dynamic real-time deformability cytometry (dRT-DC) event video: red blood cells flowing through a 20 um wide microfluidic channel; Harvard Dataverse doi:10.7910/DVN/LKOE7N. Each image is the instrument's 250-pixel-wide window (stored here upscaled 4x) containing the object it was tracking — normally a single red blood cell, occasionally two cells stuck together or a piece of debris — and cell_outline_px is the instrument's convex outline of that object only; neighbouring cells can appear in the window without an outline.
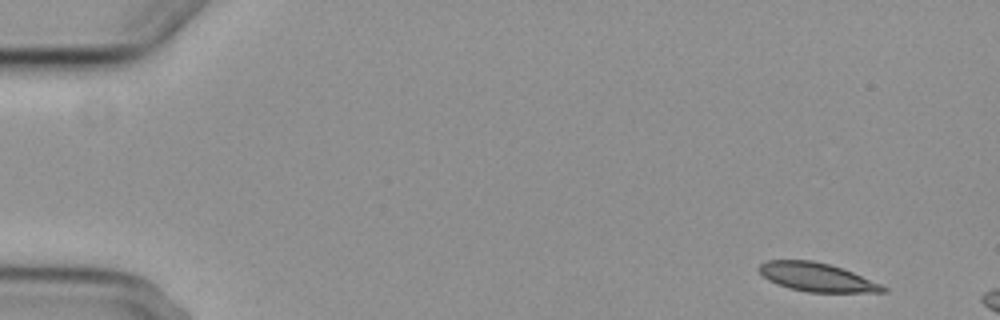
{"species": "common noctule bat (a hibernating species)", "species_latin": "Nyctalus noctula", "temperature_condition": "cold", "stored_images_in_passage": 3, "camera_frame_rate_fps": 3000, "um_per_image_px": 0.085, "animal": {"sex": "female", "body_mass_g": 29.2, "forearm_length_mm": 56.3}, "frame": {"image": 1, "passage_image": 1, "time_ms": 0.0, "image_size_px": [1000, 320], "cell_outline_px": [[888, 292], [808, 292], [788, 288], [776, 284], [768, 280], [756, 268], [764, 260], [812, 260], [828, 264], [852, 272], [880, 284], [888, 288]], "centroid_in_image_um": [69.38, 23.56], "position_along_channel_um": 15.6, "area_um2": 20.58}}